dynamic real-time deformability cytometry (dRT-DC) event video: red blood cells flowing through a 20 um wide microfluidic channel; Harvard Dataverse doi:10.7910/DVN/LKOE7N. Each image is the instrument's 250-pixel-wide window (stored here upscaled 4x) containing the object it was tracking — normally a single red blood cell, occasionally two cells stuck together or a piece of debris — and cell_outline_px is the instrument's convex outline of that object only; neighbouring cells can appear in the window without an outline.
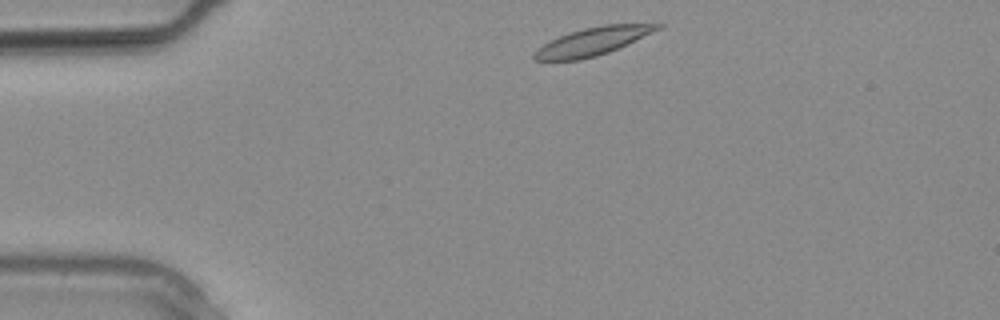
{"species": "common noctule bat (a hibernating species)", "species_latin": "Nyctalus noctula", "temperature_condition": "warm", "stored_images_in_passage": 9, "camera_frame_rate_fps": 3000, "um_per_image_px": 0.085, "animal": {"sex": "male", "body_mass_g": 20.4}, "frame": {"image": 1, "passage_image": 1, "time_ms": 0.0, "image_size_px": [1000, 320], "cell_outline_px": [[664, 24], [660, 28], [608, 52], [596, 56], [580, 60], [536, 60], [532, 56], [544, 44], [560, 36], [584, 28], [604, 24]], "centroid_in_image_um": [50.36, 3.52], "position_along_channel_um": 34.6, "area_um2": 19.25}}
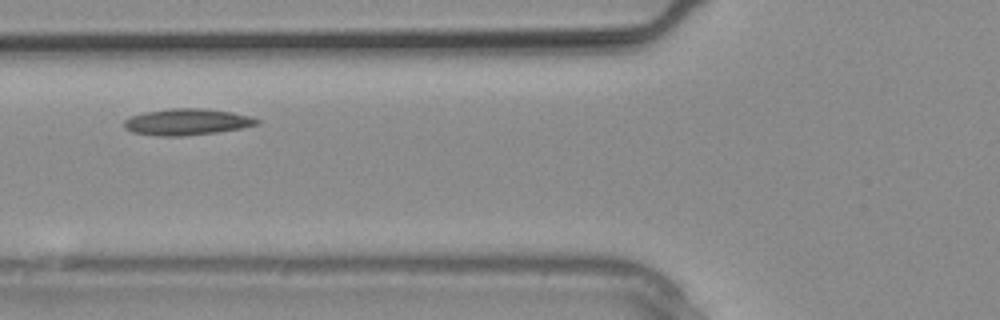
{"frame": {"image": 2, "passage_image": 6, "time_ms": 1.667, "image_size_px": [1000, 320], "cell_outline_px": [[260, 124], [240, 128], [216, 132], [184, 136], [156, 136], [132, 132], [124, 128], [124, 120], [132, 116], [144, 112], [172, 108], [204, 108], [232, 112], [252, 116], [260, 120]], "centroid_in_image_um": [15.9, 10.36], "position_along_channel_um": 109.9, "area_um2": 20.52}}